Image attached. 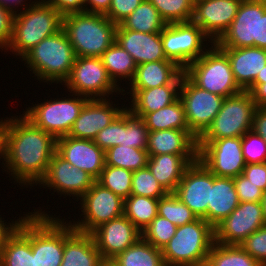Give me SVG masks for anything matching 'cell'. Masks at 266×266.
<instances>
[{
    "instance_id": "29",
    "label": "cell",
    "mask_w": 266,
    "mask_h": 266,
    "mask_svg": "<svg viewBox=\"0 0 266 266\" xmlns=\"http://www.w3.org/2000/svg\"><path fill=\"white\" fill-rule=\"evenodd\" d=\"M0 266H36L31 249V213L23 218L1 249Z\"/></svg>"
},
{
    "instance_id": "6",
    "label": "cell",
    "mask_w": 266,
    "mask_h": 266,
    "mask_svg": "<svg viewBox=\"0 0 266 266\" xmlns=\"http://www.w3.org/2000/svg\"><path fill=\"white\" fill-rule=\"evenodd\" d=\"M184 73L198 87L224 98L243 91L234 79L227 54L216 43L211 44Z\"/></svg>"
},
{
    "instance_id": "35",
    "label": "cell",
    "mask_w": 266,
    "mask_h": 266,
    "mask_svg": "<svg viewBox=\"0 0 266 266\" xmlns=\"http://www.w3.org/2000/svg\"><path fill=\"white\" fill-rule=\"evenodd\" d=\"M120 25L124 29L144 33H161L166 23L162 20L158 10L149 0L141 4Z\"/></svg>"
},
{
    "instance_id": "45",
    "label": "cell",
    "mask_w": 266,
    "mask_h": 266,
    "mask_svg": "<svg viewBox=\"0 0 266 266\" xmlns=\"http://www.w3.org/2000/svg\"><path fill=\"white\" fill-rule=\"evenodd\" d=\"M242 151L246 164L266 162V141L253 130L242 136Z\"/></svg>"
},
{
    "instance_id": "34",
    "label": "cell",
    "mask_w": 266,
    "mask_h": 266,
    "mask_svg": "<svg viewBox=\"0 0 266 266\" xmlns=\"http://www.w3.org/2000/svg\"><path fill=\"white\" fill-rule=\"evenodd\" d=\"M111 261L116 266H166L161 249L142 238Z\"/></svg>"
},
{
    "instance_id": "23",
    "label": "cell",
    "mask_w": 266,
    "mask_h": 266,
    "mask_svg": "<svg viewBox=\"0 0 266 266\" xmlns=\"http://www.w3.org/2000/svg\"><path fill=\"white\" fill-rule=\"evenodd\" d=\"M116 42L133 57L137 66L146 62L169 60L163 51L161 33L137 32L124 29L118 24Z\"/></svg>"
},
{
    "instance_id": "55",
    "label": "cell",
    "mask_w": 266,
    "mask_h": 266,
    "mask_svg": "<svg viewBox=\"0 0 266 266\" xmlns=\"http://www.w3.org/2000/svg\"><path fill=\"white\" fill-rule=\"evenodd\" d=\"M111 2L112 0H84V12L106 15Z\"/></svg>"
},
{
    "instance_id": "2",
    "label": "cell",
    "mask_w": 266,
    "mask_h": 266,
    "mask_svg": "<svg viewBox=\"0 0 266 266\" xmlns=\"http://www.w3.org/2000/svg\"><path fill=\"white\" fill-rule=\"evenodd\" d=\"M63 17L47 0H35L30 7L15 14L12 37L5 50L22 58L44 38L62 30Z\"/></svg>"
},
{
    "instance_id": "25",
    "label": "cell",
    "mask_w": 266,
    "mask_h": 266,
    "mask_svg": "<svg viewBox=\"0 0 266 266\" xmlns=\"http://www.w3.org/2000/svg\"><path fill=\"white\" fill-rule=\"evenodd\" d=\"M221 49L228 56L236 83L246 91L266 65V49L259 47Z\"/></svg>"
},
{
    "instance_id": "33",
    "label": "cell",
    "mask_w": 266,
    "mask_h": 266,
    "mask_svg": "<svg viewBox=\"0 0 266 266\" xmlns=\"http://www.w3.org/2000/svg\"><path fill=\"white\" fill-rule=\"evenodd\" d=\"M108 75L116 85H121L120 80L131 81L137 65L133 57L116 41L100 56ZM119 81V82H118ZM118 82V83H117Z\"/></svg>"
},
{
    "instance_id": "16",
    "label": "cell",
    "mask_w": 266,
    "mask_h": 266,
    "mask_svg": "<svg viewBox=\"0 0 266 266\" xmlns=\"http://www.w3.org/2000/svg\"><path fill=\"white\" fill-rule=\"evenodd\" d=\"M265 225L261 202H240L237 208L215 228V242L239 245Z\"/></svg>"
},
{
    "instance_id": "59",
    "label": "cell",
    "mask_w": 266,
    "mask_h": 266,
    "mask_svg": "<svg viewBox=\"0 0 266 266\" xmlns=\"http://www.w3.org/2000/svg\"><path fill=\"white\" fill-rule=\"evenodd\" d=\"M25 1V2H24ZM27 0H0V6L4 7L5 9L13 12L14 14H17L18 11L20 12V10H18L19 6L21 5L22 6V11L23 9L25 10L27 7H30L35 1H32L30 3L29 1V4L26 3ZM25 5H24V3ZM17 5V6H16ZM17 10V11H16Z\"/></svg>"
},
{
    "instance_id": "52",
    "label": "cell",
    "mask_w": 266,
    "mask_h": 266,
    "mask_svg": "<svg viewBox=\"0 0 266 266\" xmlns=\"http://www.w3.org/2000/svg\"><path fill=\"white\" fill-rule=\"evenodd\" d=\"M63 16L84 12V0H47Z\"/></svg>"
},
{
    "instance_id": "39",
    "label": "cell",
    "mask_w": 266,
    "mask_h": 266,
    "mask_svg": "<svg viewBox=\"0 0 266 266\" xmlns=\"http://www.w3.org/2000/svg\"><path fill=\"white\" fill-rule=\"evenodd\" d=\"M148 128L142 118L133 115L127 107L122 111V144L127 147L147 149Z\"/></svg>"
},
{
    "instance_id": "14",
    "label": "cell",
    "mask_w": 266,
    "mask_h": 266,
    "mask_svg": "<svg viewBox=\"0 0 266 266\" xmlns=\"http://www.w3.org/2000/svg\"><path fill=\"white\" fill-rule=\"evenodd\" d=\"M79 200L84 218L69 220L77 231L91 234L100 225L123 215L124 199L97 181Z\"/></svg>"
},
{
    "instance_id": "8",
    "label": "cell",
    "mask_w": 266,
    "mask_h": 266,
    "mask_svg": "<svg viewBox=\"0 0 266 266\" xmlns=\"http://www.w3.org/2000/svg\"><path fill=\"white\" fill-rule=\"evenodd\" d=\"M70 96L50 98L49 101L47 99L43 103L32 105L23 111V115L36 127L52 134L55 138L68 135L83 106L89 100L78 94Z\"/></svg>"
},
{
    "instance_id": "18",
    "label": "cell",
    "mask_w": 266,
    "mask_h": 266,
    "mask_svg": "<svg viewBox=\"0 0 266 266\" xmlns=\"http://www.w3.org/2000/svg\"><path fill=\"white\" fill-rule=\"evenodd\" d=\"M242 0H194L192 21L216 43L233 22Z\"/></svg>"
},
{
    "instance_id": "57",
    "label": "cell",
    "mask_w": 266,
    "mask_h": 266,
    "mask_svg": "<svg viewBox=\"0 0 266 266\" xmlns=\"http://www.w3.org/2000/svg\"><path fill=\"white\" fill-rule=\"evenodd\" d=\"M258 47L266 49V6L259 3V40Z\"/></svg>"
},
{
    "instance_id": "62",
    "label": "cell",
    "mask_w": 266,
    "mask_h": 266,
    "mask_svg": "<svg viewBox=\"0 0 266 266\" xmlns=\"http://www.w3.org/2000/svg\"><path fill=\"white\" fill-rule=\"evenodd\" d=\"M101 266H116L112 261H104Z\"/></svg>"
},
{
    "instance_id": "17",
    "label": "cell",
    "mask_w": 266,
    "mask_h": 266,
    "mask_svg": "<svg viewBox=\"0 0 266 266\" xmlns=\"http://www.w3.org/2000/svg\"><path fill=\"white\" fill-rule=\"evenodd\" d=\"M96 180L84 170L72 166L57 152L54 153L49 163L44 178L39 186L54 190L61 196L64 195L79 199L92 187Z\"/></svg>"
},
{
    "instance_id": "54",
    "label": "cell",
    "mask_w": 266,
    "mask_h": 266,
    "mask_svg": "<svg viewBox=\"0 0 266 266\" xmlns=\"http://www.w3.org/2000/svg\"><path fill=\"white\" fill-rule=\"evenodd\" d=\"M252 130L266 141V107H257L253 115Z\"/></svg>"
},
{
    "instance_id": "24",
    "label": "cell",
    "mask_w": 266,
    "mask_h": 266,
    "mask_svg": "<svg viewBox=\"0 0 266 266\" xmlns=\"http://www.w3.org/2000/svg\"><path fill=\"white\" fill-rule=\"evenodd\" d=\"M104 260L94 238L73 228L65 221V247L61 266H101Z\"/></svg>"
},
{
    "instance_id": "5",
    "label": "cell",
    "mask_w": 266,
    "mask_h": 266,
    "mask_svg": "<svg viewBox=\"0 0 266 266\" xmlns=\"http://www.w3.org/2000/svg\"><path fill=\"white\" fill-rule=\"evenodd\" d=\"M214 243V228L203 218L179 226L161 250L165 265L205 266Z\"/></svg>"
},
{
    "instance_id": "7",
    "label": "cell",
    "mask_w": 266,
    "mask_h": 266,
    "mask_svg": "<svg viewBox=\"0 0 266 266\" xmlns=\"http://www.w3.org/2000/svg\"><path fill=\"white\" fill-rule=\"evenodd\" d=\"M37 210V211H35ZM31 213V249L36 266H61L65 247V219L43 209Z\"/></svg>"
},
{
    "instance_id": "15",
    "label": "cell",
    "mask_w": 266,
    "mask_h": 266,
    "mask_svg": "<svg viewBox=\"0 0 266 266\" xmlns=\"http://www.w3.org/2000/svg\"><path fill=\"white\" fill-rule=\"evenodd\" d=\"M214 174L200 160L191 163L185 170L174 194L187 205L198 218L208 223V203Z\"/></svg>"
},
{
    "instance_id": "43",
    "label": "cell",
    "mask_w": 266,
    "mask_h": 266,
    "mask_svg": "<svg viewBox=\"0 0 266 266\" xmlns=\"http://www.w3.org/2000/svg\"><path fill=\"white\" fill-rule=\"evenodd\" d=\"M131 195L159 199L167 194L165 189L152 175L148 166L133 171Z\"/></svg>"
},
{
    "instance_id": "31",
    "label": "cell",
    "mask_w": 266,
    "mask_h": 266,
    "mask_svg": "<svg viewBox=\"0 0 266 266\" xmlns=\"http://www.w3.org/2000/svg\"><path fill=\"white\" fill-rule=\"evenodd\" d=\"M239 203L234 179L214 175L208 203V223L215 228L237 208Z\"/></svg>"
},
{
    "instance_id": "58",
    "label": "cell",
    "mask_w": 266,
    "mask_h": 266,
    "mask_svg": "<svg viewBox=\"0 0 266 266\" xmlns=\"http://www.w3.org/2000/svg\"><path fill=\"white\" fill-rule=\"evenodd\" d=\"M7 125H8V117L3 120L0 119V160L1 158L2 163L5 164V159H6V136H7Z\"/></svg>"
},
{
    "instance_id": "9",
    "label": "cell",
    "mask_w": 266,
    "mask_h": 266,
    "mask_svg": "<svg viewBox=\"0 0 266 266\" xmlns=\"http://www.w3.org/2000/svg\"><path fill=\"white\" fill-rule=\"evenodd\" d=\"M62 85L67 87L68 95L73 93L89 99H108L113 93L126 95L123 93L125 87L113 82L100 57H76L71 73Z\"/></svg>"
},
{
    "instance_id": "12",
    "label": "cell",
    "mask_w": 266,
    "mask_h": 266,
    "mask_svg": "<svg viewBox=\"0 0 266 266\" xmlns=\"http://www.w3.org/2000/svg\"><path fill=\"white\" fill-rule=\"evenodd\" d=\"M179 99L184 107L188 127L199 139L211 126L225 98L198 87L184 73Z\"/></svg>"
},
{
    "instance_id": "63",
    "label": "cell",
    "mask_w": 266,
    "mask_h": 266,
    "mask_svg": "<svg viewBox=\"0 0 266 266\" xmlns=\"http://www.w3.org/2000/svg\"><path fill=\"white\" fill-rule=\"evenodd\" d=\"M254 1L262 3V4H264L266 6V0H254Z\"/></svg>"
},
{
    "instance_id": "40",
    "label": "cell",
    "mask_w": 266,
    "mask_h": 266,
    "mask_svg": "<svg viewBox=\"0 0 266 266\" xmlns=\"http://www.w3.org/2000/svg\"><path fill=\"white\" fill-rule=\"evenodd\" d=\"M157 211L159 216L168 219L177 227L198 219L196 214L174 193H167L165 196L159 198Z\"/></svg>"
},
{
    "instance_id": "3",
    "label": "cell",
    "mask_w": 266,
    "mask_h": 266,
    "mask_svg": "<svg viewBox=\"0 0 266 266\" xmlns=\"http://www.w3.org/2000/svg\"><path fill=\"white\" fill-rule=\"evenodd\" d=\"M117 24L103 14L64 15L63 30L76 57H100L116 41Z\"/></svg>"
},
{
    "instance_id": "36",
    "label": "cell",
    "mask_w": 266,
    "mask_h": 266,
    "mask_svg": "<svg viewBox=\"0 0 266 266\" xmlns=\"http://www.w3.org/2000/svg\"><path fill=\"white\" fill-rule=\"evenodd\" d=\"M158 201L159 199L130 195L124 199L123 214L142 232L158 215Z\"/></svg>"
},
{
    "instance_id": "51",
    "label": "cell",
    "mask_w": 266,
    "mask_h": 266,
    "mask_svg": "<svg viewBox=\"0 0 266 266\" xmlns=\"http://www.w3.org/2000/svg\"><path fill=\"white\" fill-rule=\"evenodd\" d=\"M242 175L263 192L266 190V162L246 164Z\"/></svg>"
},
{
    "instance_id": "50",
    "label": "cell",
    "mask_w": 266,
    "mask_h": 266,
    "mask_svg": "<svg viewBox=\"0 0 266 266\" xmlns=\"http://www.w3.org/2000/svg\"><path fill=\"white\" fill-rule=\"evenodd\" d=\"M15 14L0 6V49L3 51L9 45L12 37Z\"/></svg>"
},
{
    "instance_id": "56",
    "label": "cell",
    "mask_w": 266,
    "mask_h": 266,
    "mask_svg": "<svg viewBox=\"0 0 266 266\" xmlns=\"http://www.w3.org/2000/svg\"><path fill=\"white\" fill-rule=\"evenodd\" d=\"M246 91L251 93L257 107H266V80L261 84H252Z\"/></svg>"
},
{
    "instance_id": "10",
    "label": "cell",
    "mask_w": 266,
    "mask_h": 266,
    "mask_svg": "<svg viewBox=\"0 0 266 266\" xmlns=\"http://www.w3.org/2000/svg\"><path fill=\"white\" fill-rule=\"evenodd\" d=\"M256 108L251 93L248 91L226 97L211 126L198 140L242 137L252 130Z\"/></svg>"
},
{
    "instance_id": "13",
    "label": "cell",
    "mask_w": 266,
    "mask_h": 266,
    "mask_svg": "<svg viewBox=\"0 0 266 266\" xmlns=\"http://www.w3.org/2000/svg\"><path fill=\"white\" fill-rule=\"evenodd\" d=\"M198 160L216 177L241 175L246 166L242 137L198 140Z\"/></svg>"
},
{
    "instance_id": "37",
    "label": "cell",
    "mask_w": 266,
    "mask_h": 266,
    "mask_svg": "<svg viewBox=\"0 0 266 266\" xmlns=\"http://www.w3.org/2000/svg\"><path fill=\"white\" fill-rule=\"evenodd\" d=\"M205 266H262L238 245L215 242L208 254Z\"/></svg>"
},
{
    "instance_id": "53",
    "label": "cell",
    "mask_w": 266,
    "mask_h": 266,
    "mask_svg": "<svg viewBox=\"0 0 266 266\" xmlns=\"http://www.w3.org/2000/svg\"><path fill=\"white\" fill-rule=\"evenodd\" d=\"M27 214L28 213L26 212L24 216L20 217L21 219L19 218L15 221H11L12 223H4V220L2 219V217H0V251L3 248L4 244L7 242V240L17 231L21 221Z\"/></svg>"
},
{
    "instance_id": "4",
    "label": "cell",
    "mask_w": 266,
    "mask_h": 266,
    "mask_svg": "<svg viewBox=\"0 0 266 266\" xmlns=\"http://www.w3.org/2000/svg\"><path fill=\"white\" fill-rule=\"evenodd\" d=\"M39 82L64 83L72 70L76 55L65 31L44 38L22 58ZM41 80V81H40Z\"/></svg>"
},
{
    "instance_id": "61",
    "label": "cell",
    "mask_w": 266,
    "mask_h": 266,
    "mask_svg": "<svg viewBox=\"0 0 266 266\" xmlns=\"http://www.w3.org/2000/svg\"><path fill=\"white\" fill-rule=\"evenodd\" d=\"M261 204H262V211H263V219L266 224V190L263 192Z\"/></svg>"
},
{
    "instance_id": "20",
    "label": "cell",
    "mask_w": 266,
    "mask_h": 266,
    "mask_svg": "<svg viewBox=\"0 0 266 266\" xmlns=\"http://www.w3.org/2000/svg\"><path fill=\"white\" fill-rule=\"evenodd\" d=\"M259 2L242 0L228 30L216 42L220 48L258 47Z\"/></svg>"
},
{
    "instance_id": "11",
    "label": "cell",
    "mask_w": 266,
    "mask_h": 266,
    "mask_svg": "<svg viewBox=\"0 0 266 266\" xmlns=\"http://www.w3.org/2000/svg\"><path fill=\"white\" fill-rule=\"evenodd\" d=\"M208 38L192 20L166 24L161 31L165 56L177 63L183 70L208 50L209 42L213 44ZM207 40L208 43L205 42Z\"/></svg>"
},
{
    "instance_id": "49",
    "label": "cell",
    "mask_w": 266,
    "mask_h": 266,
    "mask_svg": "<svg viewBox=\"0 0 266 266\" xmlns=\"http://www.w3.org/2000/svg\"><path fill=\"white\" fill-rule=\"evenodd\" d=\"M142 1L143 0H112L109 11L105 16L118 25L128 17Z\"/></svg>"
},
{
    "instance_id": "46",
    "label": "cell",
    "mask_w": 266,
    "mask_h": 266,
    "mask_svg": "<svg viewBox=\"0 0 266 266\" xmlns=\"http://www.w3.org/2000/svg\"><path fill=\"white\" fill-rule=\"evenodd\" d=\"M238 246L256 259L262 266H266V224L249 235Z\"/></svg>"
},
{
    "instance_id": "1",
    "label": "cell",
    "mask_w": 266,
    "mask_h": 266,
    "mask_svg": "<svg viewBox=\"0 0 266 266\" xmlns=\"http://www.w3.org/2000/svg\"><path fill=\"white\" fill-rule=\"evenodd\" d=\"M55 152L56 138L52 134L36 127L23 114L8 118L6 159L2 167L21 186H37Z\"/></svg>"
},
{
    "instance_id": "21",
    "label": "cell",
    "mask_w": 266,
    "mask_h": 266,
    "mask_svg": "<svg viewBox=\"0 0 266 266\" xmlns=\"http://www.w3.org/2000/svg\"><path fill=\"white\" fill-rule=\"evenodd\" d=\"M56 152L95 180L105 166V152L90 139H76L68 135L56 138Z\"/></svg>"
},
{
    "instance_id": "22",
    "label": "cell",
    "mask_w": 266,
    "mask_h": 266,
    "mask_svg": "<svg viewBox=\"0 0 266 266\" xmlns=\"http://www.w3.org/2000/svg\"><path fill=\"white\" fill-rule=\"evenodd\" d=\"M115 105H113L112 100L110 101V98L89 99L75 120L68 136L76 139L94 140L96 135L125 109V107L120 108V106Z\"/></svg>"
},
{
    "instance_id": "19",
    "label": "cell",
    "mask_w": 266,
    "mask_h": 266,
    "mask_svg": "<svg viewBox=\"0 0 266 266\" xmlns=\"http://www.w3.org/2000/svg\"><path fill=\"white\" fill-rule=\"evenodd\" d=\"M91 235L104 261H111L119 253L141 238V231L123 214L97 227Z\"/></svg>"
},
{
    "instance_id": "28",
    "label": "cell",
    "mask_w": 266,
    "mask_h": 266,
    "mask_svg": "<svg viewBox=\"0 0 266 266\" xmlns=\"http://www.w3.org/2000/svg\"><path fill=\"white\" fill-rule=\"evenodd\" d=\"M148 155H198V141L187 130L148 132Z\"/></svg>"
},
{
    "instance_id": "38",
    "label": "cell",
    "mask_w": 266,
    "mask_h": 266,
    "mask_svg": "<svg viewBox=\"0 0 266 266\" xmlns=\"http://www.w3.org/2000/svg\"><path fill=\"white\" fill-rule=\"evenodd\" d=\"M147 149H138L124 145L112 146L105 151V165L136 171L147 166Z\"/></svg>"
},
{
    "instance_id": "47",
    "label": "cell",
    "mask_w": 266,
    "mask_h": 266,
    "mask_svg": "<svg viewBox=\"0 0 266 266\" xmlns=\"http://www.w3.org/2000/svg\"><path fill=\"white\" fill-rule=\"evenodd\" d=\"M104 152L112 146L122 144V112L93 140Z\"/></svg>"
},
{
    "instance_id": "26",
    "label": "cell",
    "mask_w": 266,
    "mask_h": 266,
    "mask_svg": "<svg viewBox=\"0 0 266 266\" xmlns=\"http://www.w3.org/2000/svg\"><path fill=\"white\" fill-rule=\"evenodd\" d=\"M184 70L172 60L146 62L137 66L130 90H142L166 84H181Z\"/></svg>"
},
{
    "instance_id": "32",
    "label": "cell",
    "mask_w": 266,
    "mask_h": 266,
    "mask_svg": "<svg viewBox=\"0 0 266 266\" xmlns=\"http://www.w3.org/2000/svg\"><path fill=\"white\" fill-rule=\"evenodd\" d=\"M142 120L145 122L148 131L187 130L198 141V138L188 127L184 107L179 98L162 109L147 113Z\"/></svg>"
},
{
    "instance_id": "30",
    "label": "cell",
    "mask_w": 266,
    "mask_h": 266,
    "mask_svg": "<svg viewBox=\"0 0 266 266\" xmlns=\"http://www.w3.org/2000/svg\"><path fill=\"white\" fill-rule=\"evenodd\" d=\"M181 84H166L150 89L128 90L132 101L128 110L135 116L143 118L147 113L166 107L179 98Z\"/></svg>"
},
{
    "instance_id": "44",
    "label": "cell",
    "mask_w": 266,
    "mask_h": 266,
    "mask_svg": "<svg viewBox=\"0 0 266 266\" xmlns=\"http://www.w3.org/2000/svg\"><path fill=\"white\" fill-rule=\"evenodd\" d=\"M177 226L168 219L157 215L152 222L141 232V238L155 248L163 249L175 235Z\"/></svg>"
},
{
    "instance_id": "60",
    "label": "cell",
    "mask_w": 266,
    "mask_h": 266,
    "mask_svg": "<svg viewBox=\"0 0 266 266\" xmlns=\"http://www.w3.org/2000/svg\"><path fill=\"white\" fill-rule=\"evenodd\" d=\"M264 80H266V65L264 66L263 70L260 71L254 80L253 84H261L264 83Z\"/></svg>"
},
{
    "instance_id": "48",
    "label": "cell",
    "mask_w": 266,
    "mask_h": 266,
    "mask_svg": "<svg viewBox=\"0 0 266 266\" xmlns=\"http://www.w3.org/2000/svg\"><path fill=\"white\" fill-rule=\"evenodd\" d=\"M233 179L240 202H261L263 191L260 188L242 174Z\"/></svg>"
},
{
    "instance_id": "41",
    "label": "cell",
    "mask_w": 266,
    "mask_h": 266,
    "mask_svg": "<svg viewBox=\"0 0 266 266\" xmlns=\"http://www.w3.org/2000/svg\"><path fill=\"white\" fill-rule=\"evenodd\" d=\"M132 175L131 170L105 165L96 181L122 199H126L131 195Z\"/></svg>"
},
{
    "instance_id": "42",
    "label": "cell",
    "mask_w": 266,
    "mask_h": 266,
    "mask_svg": "<svg viewBox=\"0 0 266 266\" xmlns=\"http://www.w3.org/2000/svg\"><path fill=\"white\" fill-rule=\"evenodd\" d=\"M166 24L192 20L194 0H149Z\"/></svg>"
},
{
    "instance_id": "27",
    "label": "cell",
    "mask_w": 266,
    "mask_h": 266,
    "mask_svg": "<svg viewBox=\"0 0 266 266\" xmlns=\"http://www.w3.org/2000/svg\"><path fill=\"white\" fill-rule=\"evenodd\" d=\"M147 166L167 193H174L187 167L198 155H148Z\"/></svg>"
}]
</instances>
